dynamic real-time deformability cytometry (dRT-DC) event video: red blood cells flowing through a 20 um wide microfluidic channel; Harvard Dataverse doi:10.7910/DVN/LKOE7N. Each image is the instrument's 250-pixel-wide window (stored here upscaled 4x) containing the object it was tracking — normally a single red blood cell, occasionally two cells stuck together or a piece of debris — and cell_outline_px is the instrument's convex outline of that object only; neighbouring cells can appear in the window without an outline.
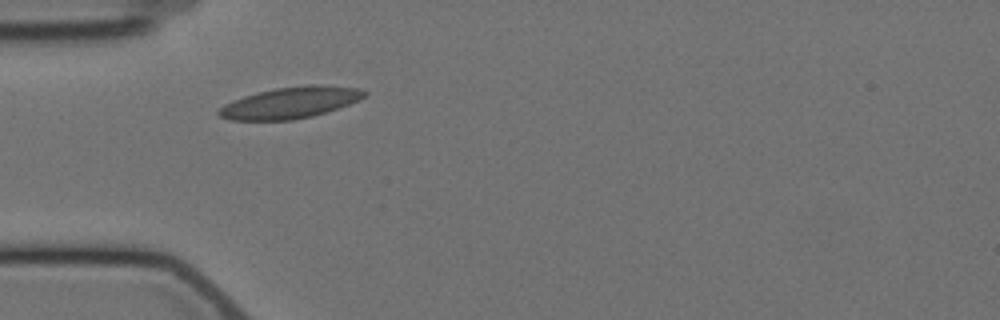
{"species": "Egyptian fruit bat (a non-hibernating species)", "species_latin": "Rousettus aegyptiacus", "temperature_condition": "cold", "stored_images_in_passage": 6, "camera_frame_rate_fps": 3000, "um_per_image_px": 0.085, "animal": {"sex": "female"}, "frame": {"image": 1, "passage_image": 5, "time_ms": 5.667, "image_size_px": [1000, 320], "cell_outline_px": [[368, 92], [360, 100], [312, 116], [292, 120], [228, 120], [220, 116], [216, 112], [224, 104], [232, 100], [256, 92], [276, 88], [312, 84], [316, 84], [360, 88]], "centroid_in_image_um": [24.65, 8.72], "position_along_channel_um": 60.3, "area_um2": 26.53}}
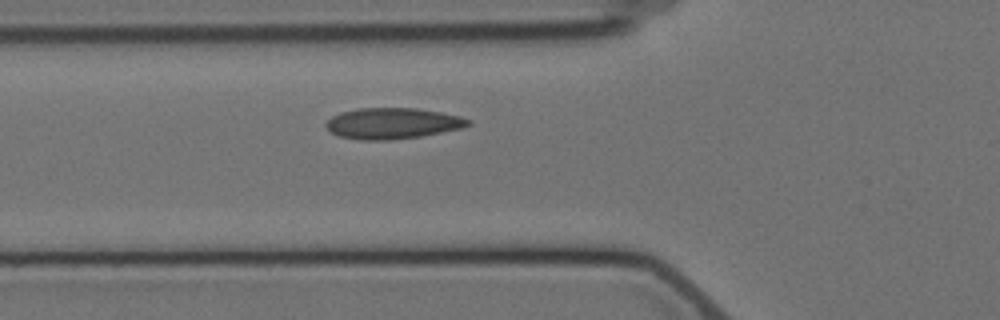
{"frame": {"image": 2, "passage_image": 6, "time_ms": 6.667, "image_size_px": [1000, 320], "cell_outline_px": [[472, 124], [460, 128], [420, 136], [388, 140], [360, 140], [340, 136], [332, 132], [324, 124], [332, 116], [340, 112], [356, 108], [416, 108], [440, 112], [460, 116], [472, 120]], "centroid_in_image_um": [33.36, 10.47], "position_along_channel_um": 92.4, "area_um2": 25.55}}